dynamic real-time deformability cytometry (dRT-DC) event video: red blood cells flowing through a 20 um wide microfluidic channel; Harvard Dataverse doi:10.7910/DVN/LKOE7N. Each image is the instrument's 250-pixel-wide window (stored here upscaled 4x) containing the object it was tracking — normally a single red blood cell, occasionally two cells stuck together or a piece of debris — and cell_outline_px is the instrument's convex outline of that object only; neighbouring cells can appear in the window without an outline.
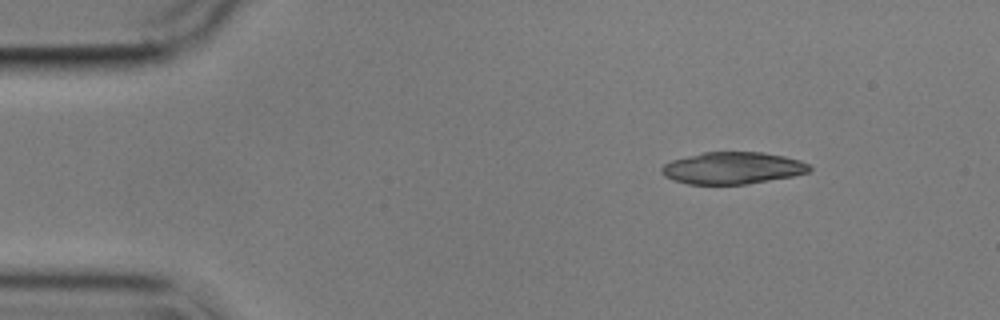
{"species": "common noctule bat (a hibernating species)", "species_latin": "Nyctalus noctula", "temperature_condition": "cold", "stored_images_in_passage": 49, "segment_of_instrument_passage": [1, 2], "camera_frame_rate_fps": 3000, "um_per_image_px": 0.085, "animal": {"sex": "male", "body_mass_g": 17.9}, "frame": {"image": 1, "passage_image": 1, "time_ms": 0.0, "image_size_px": [1000, 320], "cell_outline_px": [[812, 168], [808, 172], [792, 176], [748, 184], [688, 184], [672, 180], [664, 176], [660, 172], [660, 168], [664, 164], [672, 160], [704, 152], [764, 152], [784, 156], [800, 160], [808, 164]], "centroid_in_image_um": [62.25, 14.28], "position_along_channel_um": 22.7, "area_um2": 27.57}}